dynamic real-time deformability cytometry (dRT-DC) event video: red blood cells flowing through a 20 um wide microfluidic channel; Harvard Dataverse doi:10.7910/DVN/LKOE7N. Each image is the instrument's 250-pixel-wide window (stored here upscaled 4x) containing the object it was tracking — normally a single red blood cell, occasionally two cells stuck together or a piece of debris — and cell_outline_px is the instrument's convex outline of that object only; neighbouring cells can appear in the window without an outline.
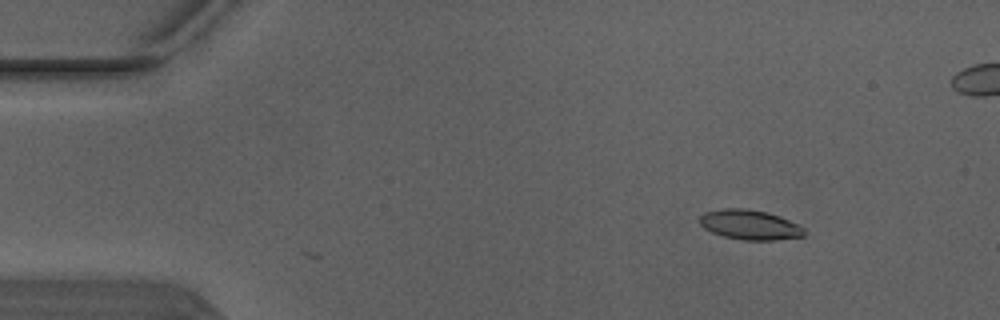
{"species": "Egyptian fruit bat (a non-hibernating species)", "species_latin": "Rousettus aegyptiacus", "temperature_condition": "warm", "stored_images_in_passage": 5, "camera_frame_rate_fps": 3000, "um_per_image_px": 0.085, "animal": {"sex": "male"}, "frame": {"image": 1, "passage_image": 1, "time_ms": 0.0, "image_size_px": [1000, 320], "cell_outline_px": [[804, 236], [776, 240], [744, 240], [724, 236], [712, 232], [704, 228], [700, 224], [700, 216], [704, 212], [724, 208], [740, 208], [764, 212], [780, 216], [804, 228]], "centroid_in_image_um": [63.71, 19.11], "position_along_channel_um": 21.3, "area_um2": 17.92}}